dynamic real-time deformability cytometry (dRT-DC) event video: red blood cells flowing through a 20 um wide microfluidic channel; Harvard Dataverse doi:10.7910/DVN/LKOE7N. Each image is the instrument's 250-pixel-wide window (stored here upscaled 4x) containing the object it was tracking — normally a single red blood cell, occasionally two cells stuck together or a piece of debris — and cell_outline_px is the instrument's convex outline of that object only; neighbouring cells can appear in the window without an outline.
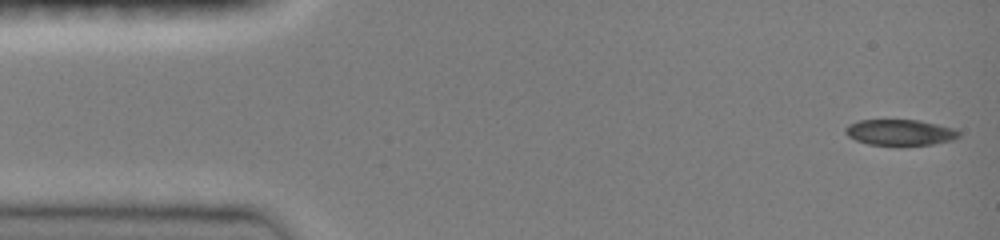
{"species": "common noctule bat (a hibernating species)", "species_latin": "Nyctalus noctula", "temperature_condition": "room temperature", "stored_images_in_passage": 55, "camera_frame_rate_fps": 3000, "um_per_image_px": 0.085, "animal": {"sex": "female", "body_mass_g": 19.0, "forearm_length_mm": 51.5}, "frame": {"image": 1, "passage_image": 1, "time_ms": 0.0, "image_size_px": [1000, 240], "cell_outline_px": [[960, 136], [952, 140], [932, 144], [868, 144], [856, 140], [848, 136], [844, 132], [844, 128], [848, 124], [860, 120], [920, 120], [952, 128], [960, 132]], "centroid_in_image_um": [76.47, 11.23], "position_along_channel_um": 8.5, "area_um2": 16.82}}
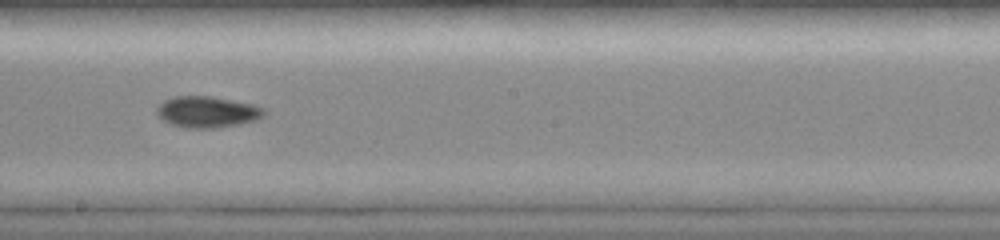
{"frame": {"image": 2, "passage_image": 30, "time_ms": 8.333, "image_size_px": [1000, 240], "cell_outline_px": [[268, 112], [264, 116], [256, 120], [240, 124], [212, 128], [184, 128], [172, 124], [164, 120], [156, 112], [156, 108], [164, 100], [172, 96], [212, 96], [252, 104], [264, 108]], "centroid_in_image_um": [17.64, 9.51], "position_along_channel_um": 230.6, "area_um2": 19.59}}
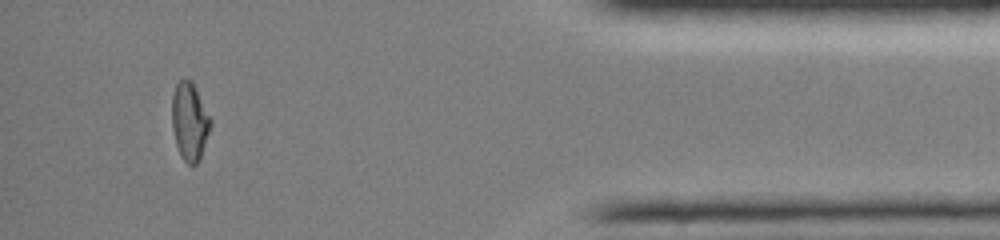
{"frame": {"image": 3, "passage_image": 50, "time_ms": 14.0, "image_size_px": [1000, 240], "cell_outline_px": [[212, 124], [200, 160], [196, 164], [188, 164], [180, 156], [176, 144], [172, 128], [172, 96], [176, 84], [184, 76], [192, 80], [212, 120]], "centroid_in_image_um": [16.12, 10.3], "position_along_channel_um": 419.1, "area_um2": 17.8}, "authors_computed_cell_mechanics": {"area_um2": 18.2648, "velocity_mm_per_s": 4.0366, "shape_relaxation_time_tau1_ms": null, "shape_relaxation_time_tau2_ms": 6.9878, "deformation_change_tau1": null, "deformation_change_tau2": 0.0829}}